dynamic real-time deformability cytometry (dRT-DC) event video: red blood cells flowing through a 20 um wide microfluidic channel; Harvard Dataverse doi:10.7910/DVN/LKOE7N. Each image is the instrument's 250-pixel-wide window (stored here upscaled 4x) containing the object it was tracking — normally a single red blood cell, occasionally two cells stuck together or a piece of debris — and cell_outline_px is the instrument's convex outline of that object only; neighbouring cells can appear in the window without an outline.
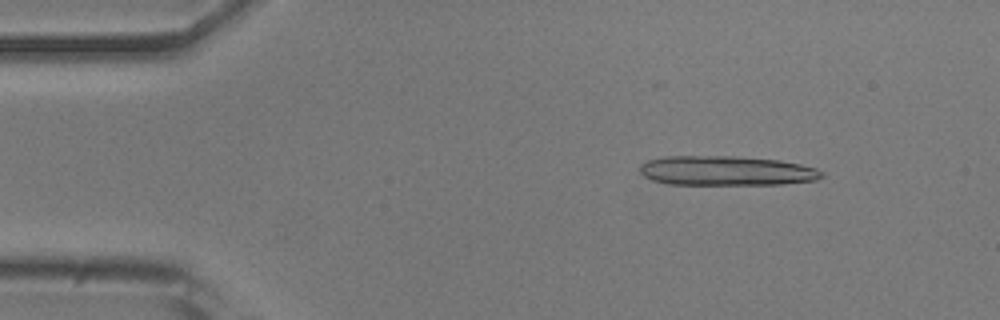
{"species": "common noctule bat (a hibernating species)", "species_latin": "Nyctalus noctula", "temperature_condition": "room temperature", "stored_images_in_passage": 50, "camera_frame_rate_fps": 3000, "um_per_image_px": 0.085, "animal": {"sex": "male", "body_mass_g": 20.5, "forearm_length_mm": 52.5}, "frame": {"image": 1, "passage_image": 6, "time_ms": 1.667, "image_size_px": [1000, 320], "cell_outline_px": [[824, 176], [816, 180], [780, 184], [668, 184], [652, 180], [644, 176], [640, 172], [640, 164], [648, 160], [664, 156], [732, 156], [780, 160], [800, 164], [816, 168], [824, 172]], "centroid_in_image_um": [61.73, 14.51], "position_along_channel_um": 23.3, "area_um2": 31.39}}
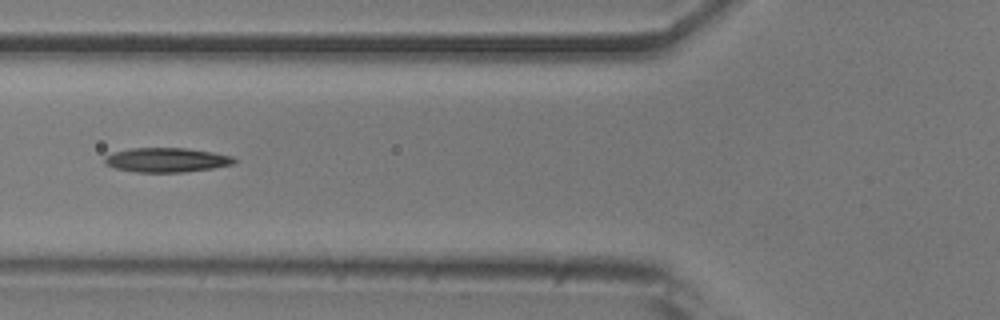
{"frame": {"image": 2, "passage_image": 19, "time_ms": 6.0, "image_size_px": [1000, 320], "cell_outline_px": [[236, 160], [232, 164], [212, 168], [184, 172], [136, 172], [116, 168], [108, 164], [104, 160], [104, 156], [112, 152], [132, 148], [184, 148], [212, 152], [232, 156]], "centroid_in_image_um": [14.14, 13.59], "position_along_channel_um": 111.7, "area_um2": 18.21}}
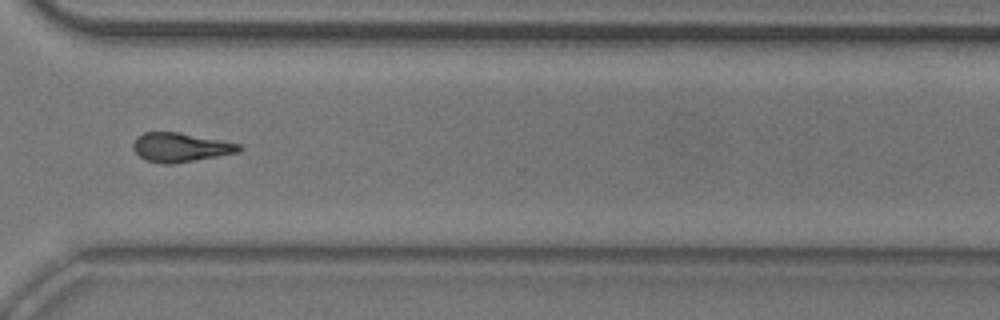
{"frame": {"image": 3, "passage_image": 38, "time_ms": 12.333, "image_size_px": [1000, 320], "cell_outline_px": [[244, 148], [240, 152], [172, 164], [164, 164], [144, 160], [132, 148], [132, 144], [136, 136], [144, 132], [180, 132], [224, 140], [240, 144]], "centroid_in_image_um": [15.35, 12.51], "position_along_channel_um": 355.3, "area_um2": 18.21}, "authors_computed_cell_mechanics": {"area_um2": 18.1492, "velocity_mm_per_s": 3.8504, "shape_relaxation_time_tau1_ms": null, "shape_relaxation_time_tau2_ms": 6.7329, "deformation_change_tau1": null, "deformation_change_tau2": 0.1843}}